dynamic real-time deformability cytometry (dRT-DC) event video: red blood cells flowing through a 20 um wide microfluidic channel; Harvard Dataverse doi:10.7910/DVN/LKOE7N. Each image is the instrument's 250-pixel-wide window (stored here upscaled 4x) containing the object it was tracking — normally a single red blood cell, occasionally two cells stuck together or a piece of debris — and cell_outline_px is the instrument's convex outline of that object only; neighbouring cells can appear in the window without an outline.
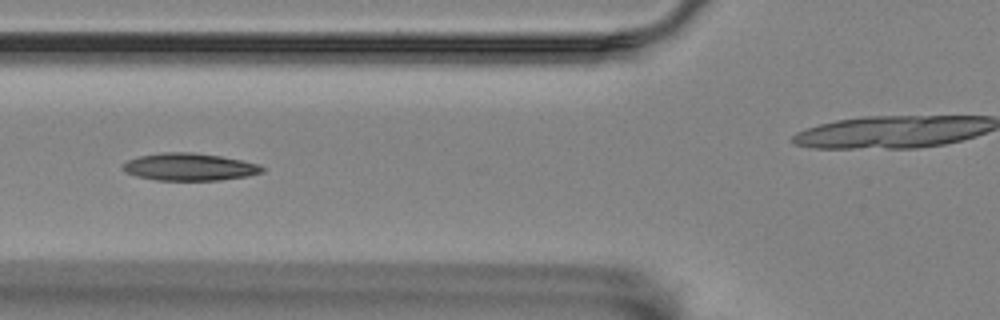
{"species": "Egyptian fruit bat (a non-hibernating species)", "species_latin": "Rousettus aegyptiacus", "temperature_condition": "room temperature", "stored_images_in_passage": 12, "camera_frame_rate_fps": 3000, "um_per_image_px": 0.085, "animal": {"sex": "female"}, "frame": {"image": 1, "passage_image": 4, "time_ms": 1.0, "image_size_px": [1000, 320], "cell_outline_px": [[264, 172], [248, 176], [220, 180], [156, 180], [136, 176], [120, 168], [128, 160], [140, 156], [164, 152], [192, 152], [220, 156], [260, 164], [264, 168]], "centroid_in_image_um": [16.13, 14.19], "position_along_channel_um": 109.7, "area_um2": 22.14}}
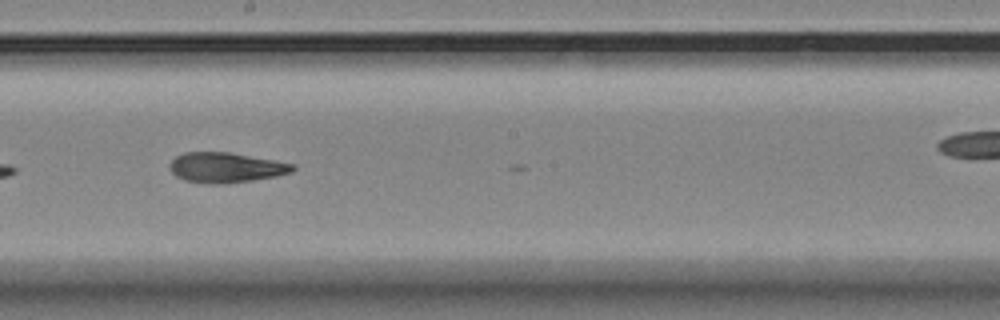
{"frame": {"image": 2, "passage_image": 7, "time_ms": 2.0, "image_size_px": [1000, 320], "cell_outline_px": [[296, 168], [292, 172], [276, 176], [252, 180], [220, 184], [212, 184], [184, 180], [176, 176], [168, 168], [168, 164], [176, 156], [184, 152], [228, 152], [296, 164]], "centroid_in_image_um": [19.18, 14.24], "position_along_channel_um": 229.0, "area_um2": 21.56}}
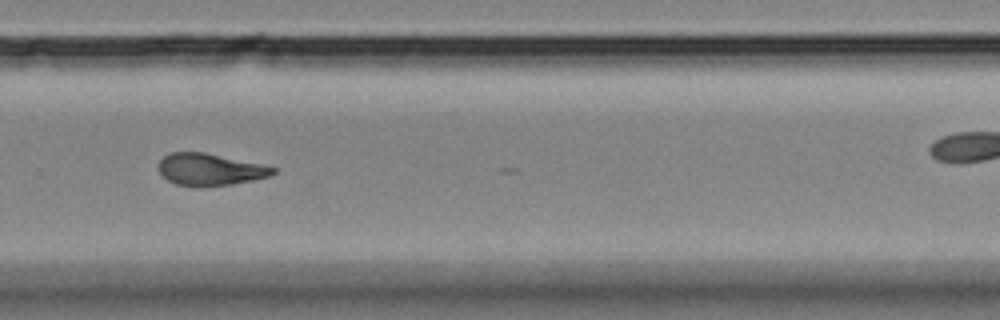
{"frame": {"image": 3, "passage_image": 9, "time_ms": 2.667, "image_size_px": [1000, 320], "cell_outline_px": [[276, 172], [268, 176], [252, 180], [232, 184], [176, 184], [168, 180], [156, 168], [156, 164], [168, 152], [204, 152], [264, 164], [276, 168]], "centroid_in_image_um": [17.84, 14.35], "position_along_channel_um": 312.0, "area_um2": 20.87}}